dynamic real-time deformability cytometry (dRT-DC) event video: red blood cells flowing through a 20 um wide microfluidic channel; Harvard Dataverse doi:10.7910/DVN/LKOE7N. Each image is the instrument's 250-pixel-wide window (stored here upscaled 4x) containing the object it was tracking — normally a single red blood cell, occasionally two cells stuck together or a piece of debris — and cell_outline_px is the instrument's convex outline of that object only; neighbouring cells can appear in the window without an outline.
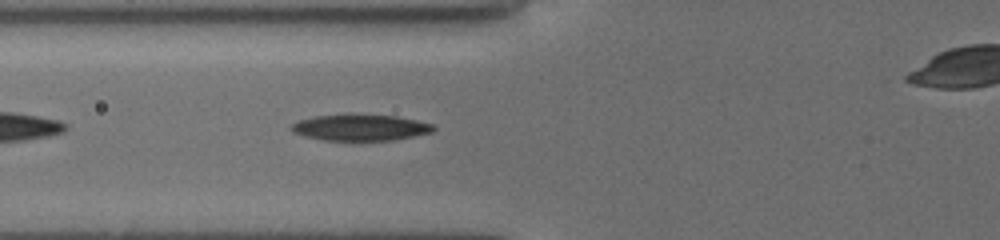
{"species": "common noctule bat (a hibernating species)", "species_latin": "Nyctalus noctula", "temperature_condition": "cold", "stored_images_in_passage": 35, "camera_frame_rate_fps": 3000, "um_per_image_px": 0.085, "animal": {"sex": "female", "body_mass_g": 19.5, "forearm_length_mm": 54.1}, "frame": {"image": 1, "passage_image": 5, "time_ms": 1.333, "image_size_px": [1000, 240], "cell_outline_px": [[436, 128], [432, 132], [392, 140], [324, 140], [304, 136], [292, 132], [288, 128], [292, 124], [300, 120], [316, 116], [348, 112], [352, 112], [396, 116], [416, 120], [432, 124]], "centroid_in_image_um": [30.59, 10.8], "position_along_channel_um": 95.2, "area_um2": 22.2}}
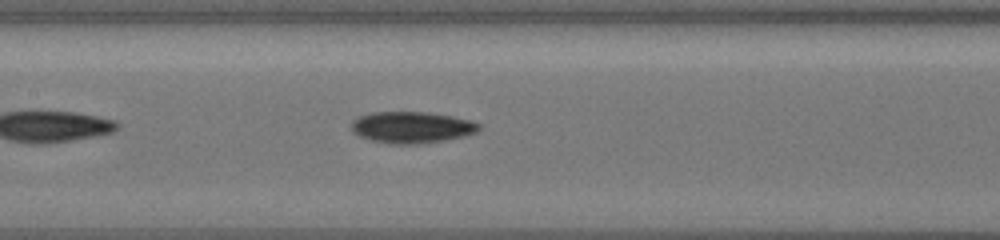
{"frame": {"image": 2, "passage_image": 11, "time_ms": 3.333, "image_size_px": [1000, 240], "cell_outline_px": [[480, 128], [476, 132], [464, 136], [444, 140], [416, 144], [392, 144], [372, 140], [360, 136], [352, 132], [352, 120], [356, 116], [372, 112], [428, 112], [452, 116], [472, 120], [480, 124]], "centroid_in_image_um": [34.98, 10.81], "position_along_channel_um": 172.4, "area_um2": 23.47}}
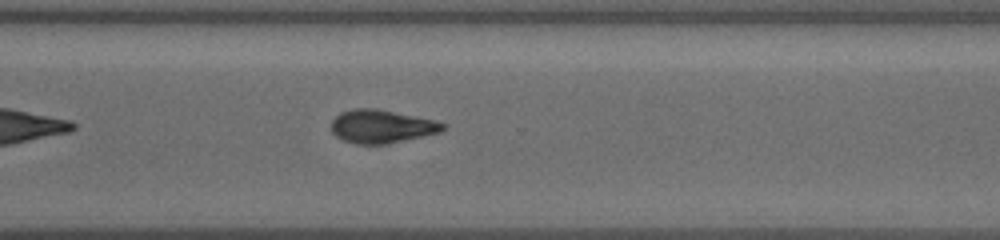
{"frame": {"image": 3, "passage_image": 24, "time_ms": 7.667, "image_size_px": [1000, 240], "cell_outline_px": [[444, 128], [440, 132], [384, 144], [356, 144], [344, 140], [336, 136], [332, 132], [332, 120], [340, 112], [352, 108], [376, 108], [436, 120], [444, 124]], "centroid_in_image_um": [32.4, 10.73], "position_along_channel_um": 338.2, "area_um2": 21.44}, "authors_computed_cell_mechanics": {"area_um2": 22.1374, "velocity_mm_per_s": 3.8401, "shape_relaxation_time_tau1_ms": 4.1416, "shape_relaxation_time_tau2_ms": 9.7659, "deformation_change_tau1": 0.1481, "deformation_change_tau2": 0.1687}}